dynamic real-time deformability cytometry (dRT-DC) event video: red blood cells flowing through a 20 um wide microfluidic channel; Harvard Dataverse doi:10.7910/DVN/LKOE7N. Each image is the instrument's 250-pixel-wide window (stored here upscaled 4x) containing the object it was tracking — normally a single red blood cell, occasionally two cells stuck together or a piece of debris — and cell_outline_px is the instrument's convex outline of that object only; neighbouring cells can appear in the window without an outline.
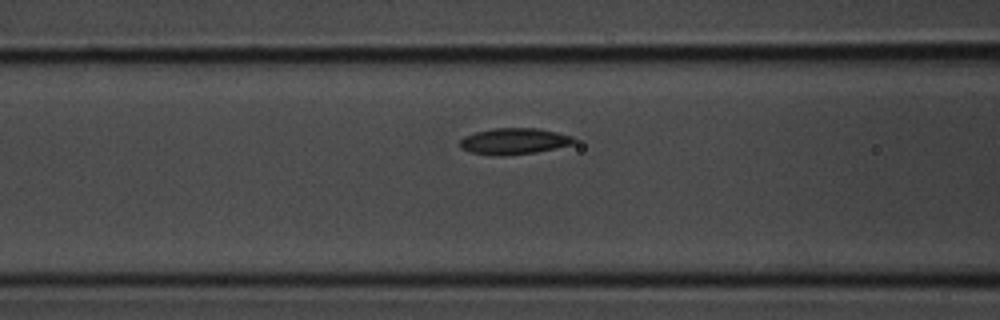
{"species": "common noctule bat (a hibernating species)", "species_latin": "Nyctalus noctula", "temperature_condition": "room temperature", "stored_images_in_passage": 4, "camera_frame_rate_fps": 3000, "um_per_image_px": 0.085, "animal": {"sex": "male", "body_mass_g": 20.1, "forearm_length_mm": 53.5}, "frame": {"image": 1, "passage_image": 4, "time_ms": 1.0, "image_size_px": [1000, 320], "cell_outline_px": [[576, 140], [572, 144], [536, 152], [500, 156], [472, 152], [460, 148], [460, 140], [464, 136], [476, 132], [496, 128], [536, 128], [556, 132], [572, 136]], "centroid_in_image_um": [43.68, 12.0], "position_along_channel_um": 122.9, "area_um2": 17.17}}